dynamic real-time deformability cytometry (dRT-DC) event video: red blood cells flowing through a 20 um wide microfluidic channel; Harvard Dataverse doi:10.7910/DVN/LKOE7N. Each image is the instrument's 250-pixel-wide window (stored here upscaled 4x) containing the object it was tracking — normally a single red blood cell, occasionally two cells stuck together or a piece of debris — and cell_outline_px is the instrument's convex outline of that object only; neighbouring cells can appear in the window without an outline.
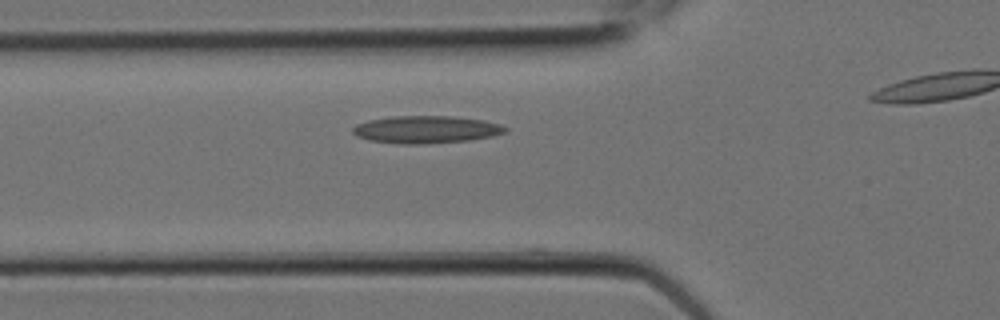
{"species": "Egyptian fruit bat (a non-hibernating species)", "species_latin": "Rousettus aegyptiacus", "temperature_condition": "room temperature", "stored_images_in_passage": 5, "segment_of_instrument_passage": [1, 2], "camera_frame_rate_fps": 3000, "um_per_image_px": 0.085, "animal": {"sex": "female"}, "frame": {"image": 1, "passage_image": 4, "time_ms": 1.0, "image_size_px": [1000, 320], "cell_outline_px": [[508, 128], [504, 132], [492, 136], [468, 140], [424, 144], [400, 144], [368, 140], [356, 136], [352, 132], [352, 128], [356, 124], [368, 120], [392, 116], [452, 116], [484, 120], [500, 124]], "centroid_in_image_um": [36.18, 11.01], "position_along_channel_um": 89.6, "area_um2": 24.45}}